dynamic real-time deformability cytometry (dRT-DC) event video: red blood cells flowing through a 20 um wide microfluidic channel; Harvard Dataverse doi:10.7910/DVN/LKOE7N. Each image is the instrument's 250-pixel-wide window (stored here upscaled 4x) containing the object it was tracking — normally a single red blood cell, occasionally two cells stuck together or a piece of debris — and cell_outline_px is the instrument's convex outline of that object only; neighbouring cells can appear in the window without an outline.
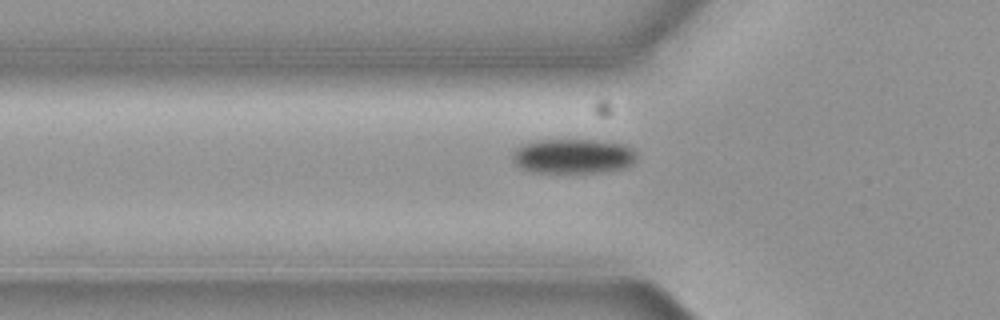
{"species": "common noctule bat (a hibernating species)", "species_latin": "Nyctalus noctula", "temperature_condition": "cold", "stored_images_in_passage": 39, "camera_frame_rate_fps": 3000, "um_per_image_px": 0.085, "animal": {"sex": "female", "body_mass_g": 19.3, "forearm_length_mm": 54.1}, "frame": {"image": 1, "passage_image": 7, "time_ms": 2.0, "image_size_px": [1000, 320], "cell_outline_px": [[636, 160], [632, 164], [624, 168], [596, 172], [536, 172], [520, 168], [512, 160], [512, 148], [536, 140], [600, 140], [628, 144], [636, 152]], "centroid_in_image_um": [48.72, 13.25], "position_along_channel_um": 77.1, "area_um2": 25.37}}
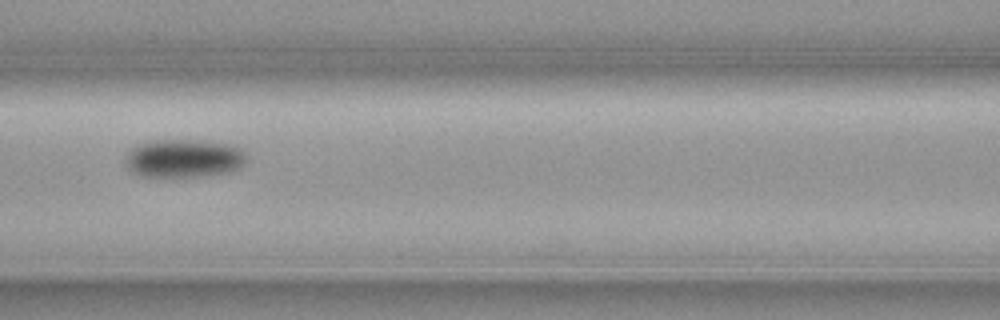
{"frame": {"image": 2, "passage_image": 13, "time_ms": 4.0, "image_size_px": [1000, 320], "cell_outline_px": [[244, 164], [240, 168], [228, 172], [200, 176], [140, 176], [132, 172], [128, 168], [128, 152], [136, 144], [156, 140], [200, 140], [224, 144], [240, 148], [244, 152]], "centroid_in_image_um": [15.62, 13.46], "position_along_channel_um": 151.0, "area_um2": 26.59}}
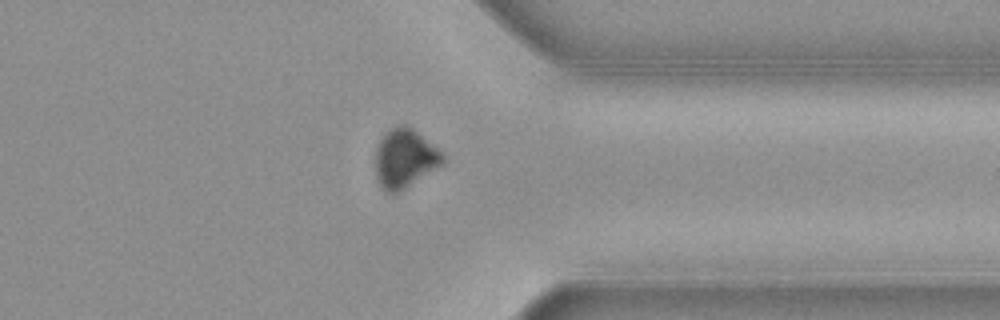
{"frame": {"image": 3, "passage_image": 32, "time_ms": 10.333, "image_size_px": [1000, 320], "cell_outline_px": [[444, 160], [440, 164], [404, 188], [396, 192], [384, 192], [376, 176], [376, 148], [384, 132], [388, 128], [400, 124], [404, 124], [412, 128], [436, 148], [444, 156]], "centroid_in_image_um": [34.34, 13.42], "position_along_channel_um": 377.1, "area_um2": 22.37}}